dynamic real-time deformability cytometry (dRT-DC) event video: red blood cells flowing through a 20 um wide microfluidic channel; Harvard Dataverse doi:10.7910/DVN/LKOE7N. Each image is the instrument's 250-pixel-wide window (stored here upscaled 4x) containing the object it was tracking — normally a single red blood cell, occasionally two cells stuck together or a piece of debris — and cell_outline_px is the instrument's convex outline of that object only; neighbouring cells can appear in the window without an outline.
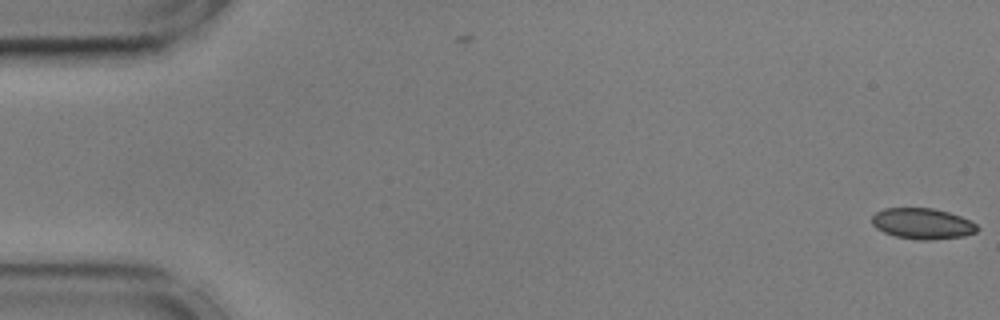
{"species": "common noctule bat (a hibernating species)", "species_latin": "Nyctalus noctula", "temperature_condition": "cold", "stored_images_in_passage": 2, "camera_frame_rate_fps": 3000, "um_per_image_px": 0.085, "animal": {"sex": "male", "body_mass_g": 17.9, "forearm_length_mm": 54.2}, "frame": {"image": 1, "passage_image": 2, "time_ms": 0.333, "image_size_px": [1000, 320], "cell_outline_px": [[980, 228], [976, 232], [964, 236], [932, 240], [920, 240], [896, 236], [884, 232], [876, 228], [872, 224], [872, 216], [876, 212], [884, 208], [932, 208], [948, 212], [960, 216], [976, 224]], "centroid_in_image_um": [78.41, 19.01], "position_along_channel_um": 6.6, "area_um2": 18.9}}